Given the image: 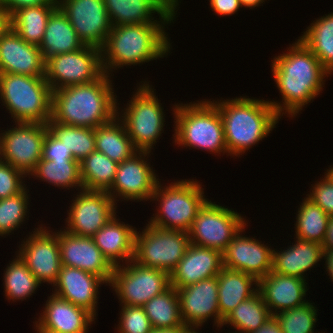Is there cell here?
<instances>
[{
    "label": "cell",
    "instance_id": "obj_16",
    "mask_svg": "<svg viewBox=\"0 0 333 333\" xmlns=\"http://www.w3.org/2000/svg\"><path fill=\"white\" fill-rule=\"evenodd\" d=\"M149 154L150 152L138 151L129 159L118 164L113 184L107 191L116 204V201H119L117 198L120 197L126 201L151 200L160 179L157 178L150 162H147Z\"/></svg>",
    "mask_w": 333,
    "mask_h": 333
},
{
    "label": "cell",
    "instance_id": "obj_30",
    "mask_svg": "<svg viewBox=\"0 0 333 333\" xmlns=\"http://www.w3.org/2000/svg\"><path fill=\"white\" fill-rule=\"evenodd\" d=\"M217 280L219 311L223 319L242 301L258 291V280L238 270L223 267L217 275Z\"/></svg>",
    "mask_w": 333,
    "mask_h": 333
},
{
    "label": "cell",
    "instance_id": "obj_52",
    "mask_svg": "<svg viewBox=\"0 0 333 333\" xmlns=\"http://www.w3.org/2000/svg\"><path fill=\"white\" fill-rule=\"evenodd\" d=\"M9 27V15L0 7V37Z\"/></svg>",
    "mask_w": 333,
    "mask_h": 333
},
{
    "label": "cell",
    "instance_id": "obj_21",
    "mask_svg": "<svg viewBox=\"0 0 333 333\" xmlns=\"http://www.w3.org/2000/svg\"><path fill=\"white\" fill-rule=\"evenodd\" d=\"M46 61L38 46L25 42L10 26L0 37V74L45 76Z\"/></svg>",
    "mask_w": 333,
    "mask_h": 333
},
{
    "label": "cell",
    "instance_id": "obj_22",
    "mask_svg": "<svg viewBox=\"0 0 333 333\" xmlns=\"http://www.w3.org/2000/svg\"><path fill=\"white\" fill-rule=\"evenodd\" d=\"M112 26L121 24L171 23L178 0H103ZM176 10V11H175ZM176 12V13H175ZM157 13L160 21L154 19ZM153 16V17H152Z\"/></svg>",
    "mask_w": 333,
    "mask_h": 333
},
{
    "label": "cell",
    "instance_id": "obj_33",
    "mask_svg": "<svg viewBox=\"0 0 333 333\" xmlns=\"http://www.w3.org/2000/svg\"><path fill=\"white\" fill-rule=\"evenodd\" d=\"M299 39L320 61L323 68L333 73V13L313 21Z\"/></svg>",
    "mask_w": 333,
    "mask_h": 333
},
{
    "label": "cell",
    "instance_id": "obj_19",
    "mask_svg": "<svg viewBox=\"0 0 333 333\" xmlns=\"http://www.w3.org/2000/svg\"><path fill=\"white\" fill-rule=\"evenodd\" d=\"M58 242L62 265L92 273L109 285L114 266L95 245L92 237L74 235L61 228L58 230Z\"/></svg>",
    "mask_w": 333,
    "mask_h": 333
},
{
    "label": "cell",
    "instance_id": "obj_45",
    "mask_svg": "<svg viewBox=\"0 0 333 333\" xmlns=\"http://www.w3.org/2000/svg\"><path fill=\"white\" fill-rule=\"evenodd\" d=\"M311 190L306 196L329 216H333V174L329 169L323 179L312 184Z\"/></svg>",
    "mask_w": 333,
    "mask_h": 333
},
{
    "label": "cell",
    "instance_id": "obj_20",
    "mask_svg": "<svg viewBox=\"0 0 333 333\" xmlns=\"http://www.w3.org/2000/svg\"><path fill=\"white\" fill-rule=\"evenodd\" d=\"M245 228L237 233L222 253L223 267L244 272L259 280L272 271L273 248L254 237L242 235Z\"/></svg>",
    "mask_w": 333,
    "mask_h": 333
},
{
    "label": "cell",
    "instance_id": "obj_24",
    "mask_svg": "<svg viewBox=\"0 0 333 333\" xmlns=\"http://www.w3.org/2000/svg\"><path fill=\"white\" fill-rule=\"evenodd\" d=\"M107 283L84 270L62 265L54 285V295L97 315L99 288Z\"/></svg>",
    "mask_w": 333,
    "mask_h": 333
},
{
    "label": "cell",
    "instance_id": "obj_14",
    "mask_svg": "<svg viewBox=\"0 0 333 333\" xmlns=\"http://www.w3.org/2000/svg\"><path fill=\"white\" fill-rule=\"evenodd\" d=\"M78 193L67 210V227L64 230L74 235L92 237L116 215L117 206L107 191L82 189Z\"/></svg>",
    "mask_w": 333,
    "mask_h": 333
},
{
    "label": "cell",
    "instance_id": "obj_8",
    "mask_svg": "<svg viewBox=\"0 0 333 333\" xmlns=\"http://www.w3.org/2000/svg\"><path fill=\"white\" fill-rule=\"evenodd\" d=\"M141 83L128 101L129 103L125 105L126 108L120 112L118 111L120 108L117 106V116L123 123L135 149L151 153L155 143L164 132L165 114L152 85L146 81H141Z\"/></svg>",
    "mask_w": 333,
    "mask_h": 333
},
{
    "label": "cell",
    "instance_id": "obj_7",
    "mask_svg": "<svg viewBox=\"0 0 333 333\" xmlns=\"http://www.w3.org/2000/svg\"><path fill=\"white\" fill-rule=\"evenodd\" d=\"M160 183L159 180L151 197V201L160 204L148 223L156 228L188 232L207 201L204 188L194 179L174 181L165 187Z\"/></svg>",
    "mask_w": 333,
    "mask_h": 333
},
{
    "label": "cell",
    "instance_id": "obj_2",
    "mask_svg": "<svg viewBox=\"0 0 333 333\" xmlns=\"http://www.w3.org/2000/svg\"><path fill=\"white\" fill-rule=\"evenodd\" d=\"M111 76L52 91L51 118L67 125L95 129L117 116V95Z\"/></svg>",
    "mask_w": 333,
    "mask_h": 333
},
{
    "label": "cell",
    "instance_id": "obj_29",
    "mask_svg": "<svg viewBox=\"0 0 333 333\" xmlns=\"http://www.w3.org/2000/svg\"><path fill=\"white\" fill-rule=\"evenodd\" d=\"M85 45L79 39L66 14L58 6L50 15L40 50L45 61L62 53L77 51Z\"/></svg>",
    "mask_w": 333,
    "mask_h": 333
},
{
    "label": "cell",
    "instance_id": "obj_23",
    "mask_svg": "<svg viewBox=\"0 0 333 333\" xmlns=\"http://www.w3.org/2000/svg\"><path fill=\"white\" fill-rule=\"evenodd\" d=\"M43 313L35 321V331L55 333H87L95 316L52 293L46 300Z\"/></svg>",
    "mask_w": 333,
    "mask_h": 333
},
{
    "label": "cell",
    "instance_id": "obj_17",
    "mask_svg": "<svg viewBox=\"0 0 333 333\" xmlns=\"http://www.w3.org/2000/svg\"><path fill=\"white\" fill-rule=\"evenodd\" d=\"M58 6L84 45L104 47L112 24L103 0H58Z\"/></svg>",
    "mask_w": 333,
    "mask_h": 333
},
{
    "label": "cell",
    "instance_id": "obj_39",
    "mask_svg": "<svg viewBox=\"0 0 333 333\" xmlns=\"http://www.w3.org/2000/svg\"><path fill=\"white\" fill-rule=\"evenodd\" d=\"M47 126L48 130L72 151L74 159L78 162L96 150L95 129L93 128L67 125L56 122L52 118L49 119Z\"/></svg>",
    "mask_w": 333,
    "mask_h": 333
},
{
    "label": "cell",
    "instance_id": "obj_4",
    "mask_svg": "<svg viewBox=\"0 0 333 333\" xmlns=\"http://www.w3.org/2000/svg\"><path fill=\"white\" fill-rule=\"evenodd\" d=\"M166 24L170 23L112 26L106 43L101 49L104 72L110 76L113 69L140 65L166 57L168 52H171V43L164 30Z\"/></svg>",
    "mask_w": 333,
    "mask_h": 333
},
{
    "label": "cell",
    "instance_id": "obj_12",
    "mask_svg": "<svg viewBox=\"0 0 333 333\" xmlns=\"http://www.w3.org/2000/svg\"><path fill=\"white\" fill-rule=\"evenodd\" d=\"M102 50L85 45L83 48L55 55L45 64V80L51 91L67 86L87 84L104 74Z\"/></svg>",
    "mask_w": 333,
    "mask_h": 333
},
{
    "label": "cell",
    "instance_id": "obj_36",
    "mask_svg": "<svg viewBox=\"0 0 333 333\" xmlns=\"http://www.w3.org/2000/svg\"><path fill=\"white\" fill-rule=\"evenodd\" d=\"M118 163L94 150L80 162V175L85 190L108 191L114 181Z\"/></svg>",
    "mask_w": 333,
    "mask_h": 333
},
{
    "label": "cell",
    "instance_id": "obj_26",
    "mask_svg": "<svg viewBox=\"0 0 333 333\" xmlns=\"http://www.w3.org/2000/svg\"><path fill=\"white\" fill-rule=\"evenodd\" d=\"M223 268L222 253L194 244H190L185 255L170 274V286L183 288L201 280L210 279Z\"/></svg>",
    "mask_w": 333,
    "mask_h": 333
},
{
    "label": "cell",
    "instance_id": "obj_27",
    "mask_svg": "<svg viewBox=\"0 0 333 333\" xmlns=\"http://www.w3.org/2000/svg\"><path fill=\"white\" fill-rule=\"evenodd\" d=\"M116 216L118 215H114L92 236L95 245L114 267L134 258L137 232L135 227L124 224Z\"/></svg>",
    "mask_w": 333,
    "mask_h": 333
},
{
    "label": "cell",
    "instance_id": "obj_53",
    "mask_svg": "<svg viewBox=\"0 0 333 333\" xmlns=\"http://www.w3.org/2000/svg\"><path fill=\"white\" fill-rule=\"evenodd\" d=\"M150 333H183V326L177 328H153Z\"/></svg>",
    "mask_w": 333,
    "mask_h": 333
},
{
    "label": "cell",
    "instance_id": "obj_55",
    "mask_svg": "<svg viewBox=\"0 0 333 333\" xmlns=\"http://www.w3.org/2000/svg\"><path fill=\"white\" fill-rule=\"evenodd\" d=\"M196 329H199V327L183 325V333H199L197 332L199 330Z\"/></svg>",
    "mask_w": 333,
    "mask_h": 333
},
{
    "label": "cell",
    "instance_id": "obj_41",
    "mask_svg": "<svg viewBox=\"0 0 333 333\" xmlns=\"http://www.w3.org/2000/svg\"><path fill=\"white\" fill-rule=\"evenodd\" d=\"M27 187L17 195L0 200V236H8L27 219L29 203ZM25 218V219H24Z\"/></svg>",
    "mask_w": 333,
    "mask_h": 333
},
{
    "label": "cell",
    "instance_id": "obj_40",
    "mask_svg": "<svg viewBox=\"0 0 333 333\" xmlns=\"http://www.w3.org/2000/svg\"><path fill=\"white\" fill-rule=\"evenodd\" d=\"M15 258L9 262L4 271V290L8 300L23 301L29 298L32 293L41 285L34 274L28 269L25 262L16 254Z\"/></svg>",
    "mask_w": 333,
    "mask_h": 333
},
{
    "label": "cell",
    "instance_id": "obj_54",
    "mask_svg": "<svg viewBox=\"0 0 333 333\" xmlns=\"http://www.w3.org/2000/svg\"><path fill=\"white\" fill-rule=\"evenodd\" d=\"M240 4L244 8H250L253 9L255 7H259L265 0H239Z\"/></svg>",
    "mask_w": 333,
    "mask_h": 333
},
{
    "label": "cell",
    "instance_id": "obj_49",
    "mask_svg": "<svg viewBox=\"0 0 333 333\" xmlns=\"http://www.w3.org/2000/svg\"><path fill=\"white\" fill-rule=\"evenodd\" d=\"M250 333H283L279 322L272 316L266 323L260 326L257 330Z\"/></svg>",
    "mask_w": 333,
    "mask_h": 333
},
{
    "label": "cell",
    "instance_id": "obj_6",
    "mask_svg": "<svg viewBox=\"0 0 333 333\" xmlns=\"http://www.w3.org/2000/svg\"><path fill=\"white\" fill-rule=\"evenodd\" d=\"M0 100L14 122L47 124L52 91L45 77L0 74Z\"/></svg>",
    "mask_w": 333,
    "mask_h": 333
},
{
    "label": "cell",
    "instance_id": "obj_3",
    "mask_svg": "<svg viewBox=\"0 0 333 333\" xmlns=\"http://www.w3.org/2000/svg\"><path fill=\"white\" fill-rule=\"evenodd\" d=\"M224 127L228 155L244 154L276 128L281 117L268 100L240 96L232 99L213 100Z\"/></svg>",
    "mask_w": 333,
    "mask_h": 333
},
{
    "label": "cell",
    "instance_id": "obj_9",
    "mask_svg": "<svg viewBox=\"0 0 333 333\" xmlns=\"http://www.w3.org/2000/svg\"><path fill=\"white\" fill-rule=\"evenodd\" d=\"M144 227L136 232L133 260L170 275L191 244L188 232L156 228L149 223Z\"/></svg>",
    "mask_w": 333,
    "mask_h": 333
},
{
    "label": "cell",
    "instance_id": "obj_44",
    "mask_svg": "<svg viewBox=\"0 0 333 333\" xmlns=\"http://www.w3.org/2000/svg\"><path fill=\"white\" fill-rule=\"evenodd\" d=\"M26 176L7 162L0 160V200L21 193L26 185Z\"/></svg>",
    "mask_w": 333,
    "mask_h": 333
},
{
    "label": "cell",
    "instance_id": "obj_35",
    "mask_svg": "<svg viewBox=\"0 0 333 333\" xmlns=\"http://www.w3.org/2000/svg\"><path fill=\"white\" fill-rule=\"evenodd\" d=\"M273 315L263 301L259 291L253 296L242 301L223 320L222 327L226 324L233 326L237 333H250L266 323Z\"/></svg>",
    "mask_w": 333,
    "mask_h": 333
},
{
    "label": "cell",
    "instance_id": "obj_32",
    "mask_svg": "<svg viewBox=\"0 0 333 333\" xmlns=\"http://www.w3.org/2000/svg\"><path fill=\"white\" fill-rule=\"evenodd\" d=\"M58 4L24 7L9 16V26L27 43L40 46L47 21Z\"/></svg>",
    "mask_w": 333,
    "mask_h": 333
},
{
    "label": "cell",
    "instance_id": "obj_18",
    "mask_svg": "<svg viewBox=\"0 0 333 333\" xmlns=\"http://www.w3.org/2000/svg\"><path fill=\"white\" fill-rule=\"evenodd\" d=\"M179 299L180 315L184 325L202 327L210 318L217 328L222 327L223 318L218 304L217 276L197 283L176 288Z\"/></svg>",
    "mask_w": 333,
    "mask_h": 333
},
{
    "label": "cell",
    "instance_id": "obj_5",
    "mask_svg": "<svg viewBox=\"0 0 333 333\" xmlns=\"http://www.w3.org/2000/svg\"><path fill=\"white\" fill-rule=\"evenodd\" d=\"M204 100L173 105L175 145L228 154L219 110L212 101Z\"/></svg>",
    "mask_w": 333,
    "mask_h": 333
},
{
    "label": "cell",
    "instance_id": "obj_25",
    "mask_svg": "<svg viewBox=\"0 0 333 333\" xmlns=\"http://www.w3.org/2000/svg\"><path fill=\"white\" fill-rule=\"evenodd\" d=\"M307 282L295 276L283 275L270 271L258 280V291L264 303L275 314L304 305L306 301Z\"/></svg>",
    "mask_w": 333,
    "mask_h": 333
},
{
    "label": "cell",
    "instance_id": "obj_47",
    "mask_svg": "<svg viewBox=\"0 0 333 333\" xmlns=\"http://www.w3.org/2000/svg\"><path fill=\"white\" fill-rule=\"evenodd\" d=\"M58 4V0H0V7L10 16L14 11L30 6Z\"/></svg>",
    "mask_w": 333,
    "mask_h": 333
},
{
    "label": "cell",
    "instance_id": "obj_34",
    "mask_svg": "<svg viewBox=\"0 0 333 333\" xmlns=\"http://www.w3.org/2000/svg\"><path fill=\"white\" fill-rule=\"evenodd\" d=\"M33 178L46 181L50 185L59 187V189L82 190L83 183L80 175V162L77 160H52L41 159L35 169L29 174ZM61 187V188H60Z\"/></svg>",
    "mask_w": 333,
    "mask_h": 333
},
{
    "label": "cell",
    "instance_id": "obj_57",
    "mask_svg": "<svg viewBox=\"0 0 333 333\" xmlns=\"http://www.w3.org/2000/svg\"><path fill=\"white\" fill-rule=\"evenodd\" d=\"M333 166V165H332ZM329 170L331 171V173L333 174V167H329Z\"/></svg>",
    "mask_w": 333,
    "mask_h": 333
},
{
    "label": "cell",
    "instance_id": "obj_46",
    "mask_svg": "<svg viewBox=\"0 0 333 333\" xmlns=\"http://www.w3.org/2000/svg\"><path fill=\"white\" fill-rule=\"evenodd\" d=\"M42 159L52 160H75L72 151L67 149L62 141L57 139L49 130L47 131L44 142Z\"/></svg>",
    "mask_w": 333,
    "mask_h": 333
},
{
    "label": "cell",
    "instance_id": "obj_1",
    "mask_svg": "<svg viewBox=\"0 0 333 333\" xmlns=\"http://www.w3.org/2000/svg\"><path fill=\"white\" fill-rule=\"evenodd\" d=\"M286 51L274 56L271 62V71L282 101L268 102L280 117L287 114L292 118L323 91L325 77L331 74L300 39Z\"/></svg>",
    "mask_w": 333,
    "mask_h": 333
},
{
    "label": "cell",
    "instance_id": "obj_48",
    "mask_svg": "<svg viewBox=\"0 0 333 333\" xmlns=\"http://www.w3.org/2000/svg\"><path fill=\"white\" fill-rule=\"evenodd\" d=\"M210 8L215 15L230 16L235 14L242 7L239 0H209Z\"/></svg>",
    "mask_w": 333,
    "mask_h": 333
},
{
    "label": "cell",
    "instance_id": "obj_38",
    "mask_svg": "<svg viewBox=\"0 0 333 333\" xmlns=\"http://www.w3.org/2000/svg\"><path fill=\"white\" fill-rule=\"evenodd\" d=\"M142 307L153 328H177L184 325L177 290L173 286L153 297Z\"/></svg>",
    "mask_w": 333,
    "mask_h": 333
},
{
    "label": "cell",
    "instance_id": "obj_31",
    "mask_svg": "<svg viewBox=\"0 0 333 333\" xmlns=\"http://www.w3.org/2000/svg\"><path fill=\"white\" fill-rule=\"evenodd\" d=\"M95 145L97 151L118 164L138 152L118 116L95 128Z\"/></svg>",
    "mask_w": 333,
    "mask_h": 333
},
{
    "label": "cell",
    "instance_id": "obj_42",
    "mask_svg": "<svg viewBox=\"0 0 333 333\" xmlns=\"http://www.w3.org/2000/svg\"><path fill=\"white\" fill-rule=\"evenodd\" d=\"M317 316V307L310 302L274 315L283 333H314Z\"/></svg>",
    "mask_w": 333,
    "mask_h": 333
},
{
    "label": "cell",
    "instance_id": "obj_11",
    "mask_svg": "<svg viewBox=\"0 0 333 333\" xmlns=\"http://www.w3.org/2000/svg\"><path fill=\"white\" fill-rule=\"evenodd\" d=\"M232 209L207 200L198 211L188 231L190 243L224 252L248 222Z\"/></svg>",
    "mask_w": 333,
    "mask_h": 333
},
{
    "label": "cell",
    "instance_id": "obj_43",
    "mask_svg": "<svg viewBox=\"0 0 333 333\" xmlns=\"http://www.w3.org/2000/svg\"><path fill=\"white\" fill-rule=\"evenodd\" d=\"M119 319L118 333H150L153 330L142 306L121 305Z\"/></svg>",
    "mask_w": 333,
    "mask_h": 333
},
{
    "label": "cell",
    "instance_id": "obj_10",
    "mask_svg": "<svg viewBox=\"0 0 333 333\" xmlns=\"http://www.w3.org/2000/svg\"><path fill=\"white\" fill-rule=\"evenodd\" d=\"M109 286L113 287L120 305L143 306L170 287V275L166 271L142 266L132 259L114 267Z\"/></svg>",
    "mask_w": 333,
    "mask_h": 333
},
{
    "label": "cell",
    "instance_id": "obj_37",
    "mask_svg": "<svg viewBox=\"0 0 333 333\" xmlns=\"http://www.w3.org/2000/svg\"><path fill=\"white\" fill-rule=\"evenodd\" d=\"M302 201L296 214L295 236L323 245L330 216L307 196Z\"/></svg>",
    "mask_w": 333,
    "mask_h": 333
},
{
    "label": "cell",
    "instance_id": "obj_51",
    "mask_svg": "<svg viewBox=\"0 0 333 333\" xmlns=\"http://www.w3.org/2000/svg\"><path fill=\"white\" fill-rule=\"evenodd\" d=\"M323 248L324 249H333V216H330L326 235L323 242Z\"/></svg>",
    "mask_w": 333,
    "mask_h": 333
},
{
    "label": "cell",
    "instance_id": "obj_56",
    "mask_svg": "<svg viewBox=\"0 0 333 333\" xmlns=\"http://www.w3.org/2000/svg\"><path fill=\"white\" fill-rule=\"evenodd\" d=\"M36 333H55V332L37 331Z\"/></svg>",
    "mask_w": 333,
    "mask_h": 333
},
{
    "label": "cell",
    "instance_id": "obj_50",
    "mask_svg": "<svg viewBox=\"0 0 333 333\" xmlns=\"http://www.w3.org/2000/svg\"><path fill=\"white\" fill-rule=\"evenodd\" d=\"M323 259L325 260L326 272L330 276V280L333 282V249H324Z\"/></svg>",
    "mask_w": 333,
    "mask_h": 333
},
{
    "label": "cell",
    "instance_id": "obj_28",
    "mask_svg": "<svg viewBox=\"0 0 333 333\" xmlns=\"http://www.w3.org/2000/svg\"><path fill=\"white\" fill-rule=\"evenodd\" d=\"M278 252L273 249L272 272L306 280L305 273L323 259V245L299 240Z\"/></svg>",
    "mask_w": 333,
    "mask_h": 333
},
{
    "label": "cell",
    "instance_id": "obj_13",
    "mask_svg": "<svg viewBox=\"0 0 333 333\" xmlns=\"http://www.w3.org/2000/svg\"><path fill=\"white\" fill-rule=\"evenodd\" d=\"M14 125L9 130H1L4 132L0 133V160L29 176L42 159L48 126L27 122H16Z\"/></svg>",
    "mask_w": 333,
    "mask_h": 333
},
{
    "label": "cell",
    "instance_id": "obj_15",
    "mask_svg": "<svg viewBox=\"0 0 333 333\" xmlns=\"http://www.w3.org/2000/svg\"><path fill=\"white\" fill-rule=\"evenodd\" d=\"M38 226L26 241L24 238L16 254L41 284L47 282L54 285L62 267L58 232L50 231L49 227L43 225Z\"/></svg>",
    "mask_w": 333,
    "mask_h": 333
}]
</instances>
